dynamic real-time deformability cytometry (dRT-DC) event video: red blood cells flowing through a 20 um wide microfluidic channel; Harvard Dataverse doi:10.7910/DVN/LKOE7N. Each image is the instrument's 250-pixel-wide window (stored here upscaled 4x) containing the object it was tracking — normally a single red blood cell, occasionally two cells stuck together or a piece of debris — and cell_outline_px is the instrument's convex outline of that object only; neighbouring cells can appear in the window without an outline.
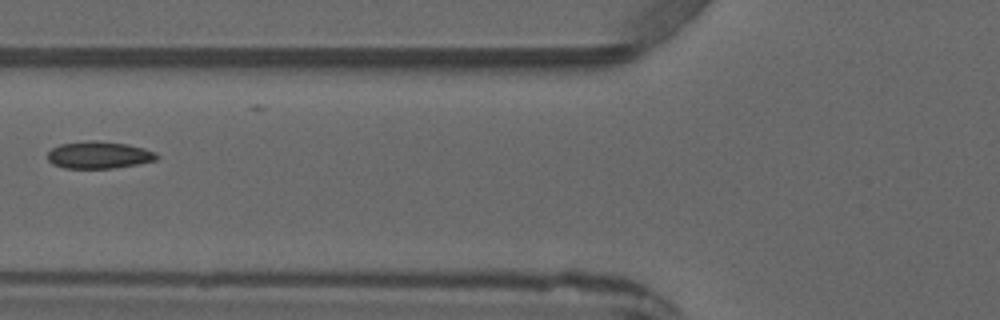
{"species": "common noctule bat (a hibernating species)", "species_latin": "Nyctalus noctula", "temperature_condition": "warm", "stored_images_in_passage": 7, "camera_frame_rate_fps": 3000, "um_per_image_px": 0.085, "animal": {"sex": "male", "forearm_length_mm": 52.5}, "frame": {"image": 1, "passage_image": 7, "time_ms": 7.667, "image_size_px": [1000, 320], "cell_outline_px": [[160, 156], [156, 160], [136, 164], [112, 168], [64, 168], [52, 164], [48, 160], [48, 152], [52, 148], [60, 144], [88, 140], [96, 140], [128, 144], [144, 148], [156, 152]], "centroid_in_image_um": [8.41, 13.16], "position_along_channel_um": 117.4, "area_um2": 17.34}}